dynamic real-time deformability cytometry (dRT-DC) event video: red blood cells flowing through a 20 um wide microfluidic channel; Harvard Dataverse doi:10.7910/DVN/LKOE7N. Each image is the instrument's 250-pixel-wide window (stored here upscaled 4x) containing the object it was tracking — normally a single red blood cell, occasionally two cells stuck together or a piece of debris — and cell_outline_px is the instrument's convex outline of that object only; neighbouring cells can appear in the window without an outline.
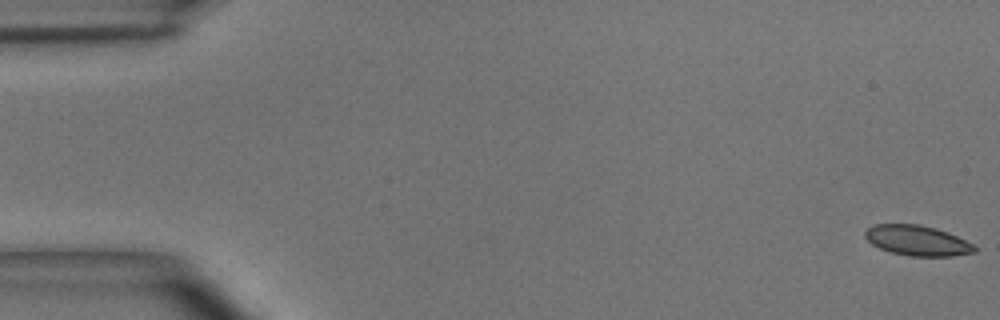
{"species": "common noctule bat (a hibernating species)", "species_latin": "Nyctalus noctula", "temperature_condition": "room temperature", "stored_images_in_passage": 49, "camera_frame_rate_fps": 3000, "um_per_image_px": 0.085, "animal": {"sex": "male", "body_mass_g": 15.6}, "frame": {"image": 1, "passage_image": 1, "time_ms": 0.0, "image_size_px": [1000, 320], "cell_outline_px": [[976, 252], [952, 256], [908, 256], [892, 252], [880, 248], [872, 244], [864, 236], [864, 232], [872, 224], [920, 224], [936, 228], [948, 232], [972, 244], [976, 248]], "centroid_in_image_um": [77.95, 20.44], "position_along_channel_um": 7.1, "area_um2": 19.25}}
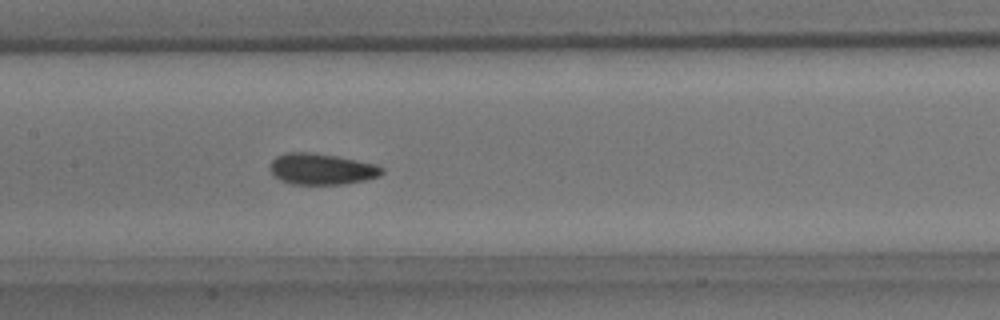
{"frame": {"image": 2, "passage_image": 24, "time_ms": 7.667, "image_size_px": [1000, 320], "cell_outline_px": [[384, 172], [380, 176], [364, 180], [344, 184], [288, 184], [280, 180], [268, 168], [272, 160], [276, 156], [288, 152], [312, 152], [336, 156], [376, 164], [384, 168]], "centroid_in_image_um": [27.33, 14.37], "position_along_channel_um": 180.1, "area_um2": 20.4}}
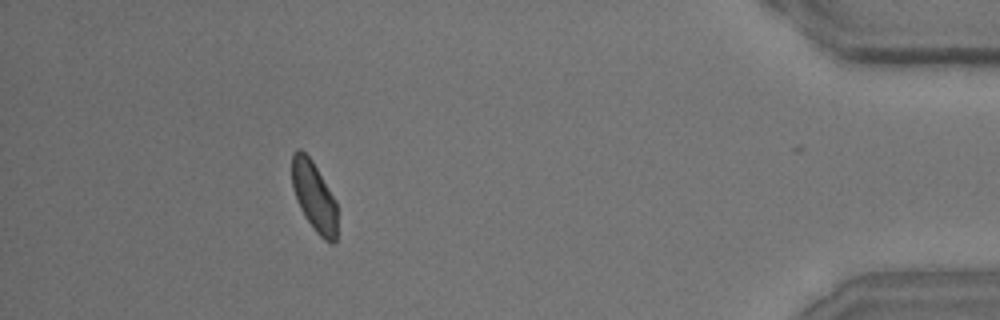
{"frame": {"image": 3, "passage_image": 45, "time_ms": 14.667, "image_size_px": [1000, 320], "cell_outline_px": [[336, 244], [332, 244], [324, 240], [316, 232], [304, 216], [296, 200], [292, 188], [292, 152], [300, 148], [312, 160], [336, 200]], "centroid_in_image_um": [26.69, 16.7], "position_along_channel_um": 408.5, "area_um2": 18.5}, "authors_computed_cell_mechanics": {"area_um2": 19.7098, "velocity_mm_per_s": 4.0485, "shape_relaxation_time_tau1_ms": 3.1399, "shape_relaxation_time_tau2_ms": 3.0215, "deformation_change_tau1": 0.0745, "deformation_change_tau2": 0.0559}}